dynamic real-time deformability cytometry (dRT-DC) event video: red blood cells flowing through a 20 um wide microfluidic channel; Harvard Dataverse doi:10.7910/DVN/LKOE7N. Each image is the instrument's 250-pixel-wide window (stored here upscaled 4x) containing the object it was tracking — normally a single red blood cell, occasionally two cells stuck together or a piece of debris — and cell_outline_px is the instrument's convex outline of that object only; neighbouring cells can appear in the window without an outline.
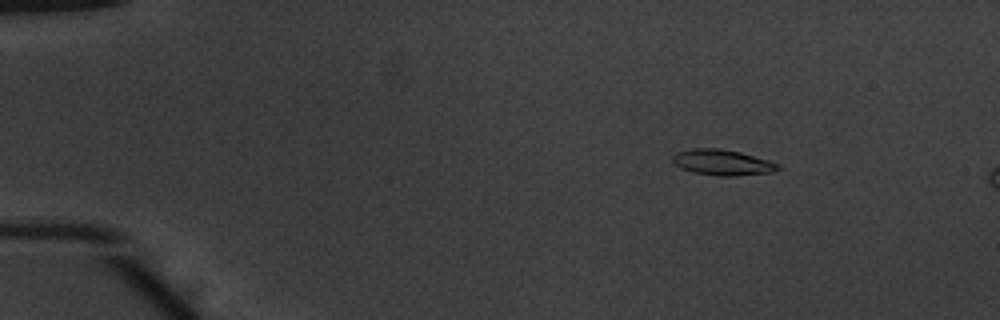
{"species": "common noctule bat (a hibernating species)", "species_latin": "Nyctalus noctula", "temperature_condition": "warm", "stored_images_in_passage": 14, "camera_frame_rate_fps": 3000, "um_per_image_px": 0.085, "animal": {"sex": "male", "body_mass_g": 20.1, "forearm_length_mm": 53.5}, "frame": {"image": 1, "passage_image": 8, "time_ms": 2.333, "image_size_px": [1000, 320], "cell_outline_px": [[780, 168], [772, 172], [736, 176], [716, 176], [692, 172], [680, 168], [672, 160], [672, 156], [676, 152], [692, 148], [720, 148], [740, 152], [768, 160], [780, 164]], "centroid_in_image_um": [61.39, 13.81], "position_along_channel_um": 23.6, "area_um2": 15.9}}